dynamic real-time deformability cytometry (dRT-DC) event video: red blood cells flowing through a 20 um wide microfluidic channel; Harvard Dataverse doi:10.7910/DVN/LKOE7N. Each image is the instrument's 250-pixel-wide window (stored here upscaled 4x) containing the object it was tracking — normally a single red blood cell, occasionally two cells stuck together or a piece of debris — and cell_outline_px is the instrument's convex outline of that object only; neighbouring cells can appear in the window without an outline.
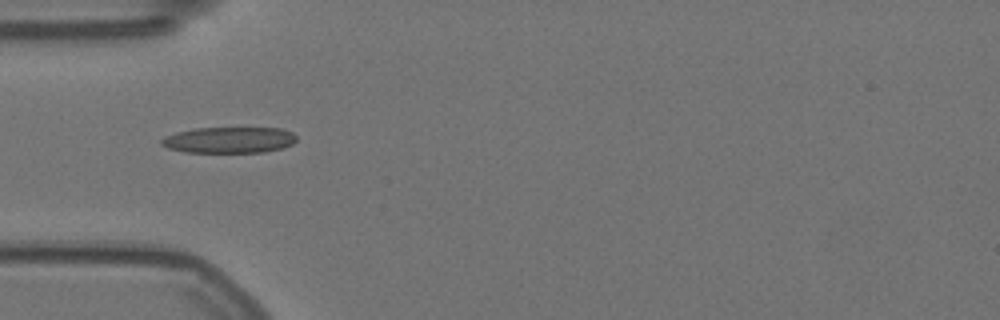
{"species": "Egyptian fruit bat (a non-hibernating species)", "species_latin": "Rousettus aegyptiacus", "temperature_condition": "warm", "stored_images_in_passage": 40, "camera_frame_rate_fps": 3000, "um_per_image_px": 0.085, "animal": {"sex": "female"}, "frame": {"image": 1, "passage_image": 1, "time_ms": 0.0, "image_size_px": [1000, 320], "cell_outline_px": [[296, 140], [292, 144], [280, 148], [264, 152], [184, 152], [168, 148], [160, 144], [160, 140], [164, 136], [176, 132], [196, 128], [280, 128], [292, 132], [296, 136]], "centroid_in_image_um": [19.44, 11.89], "position_along_channel_um": 65.6, "area_um2": 20.52}}
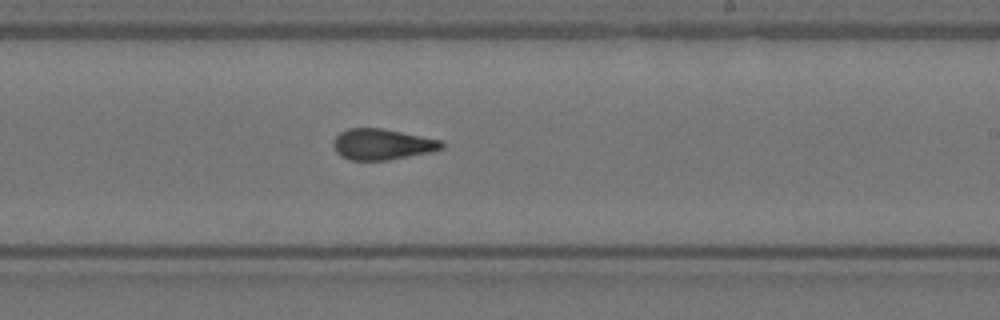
{"frame": {"image": 2, "passage_image": 17, "time_ms": 5.333, "image_size_px": [1000, 320], "cell_outline_px": [[444, 148], [428, 152], [388, 160], [352, 160], [340, 156], [336, 152], [332, 144], [332, 140], [340, 132], [348, 128], [380, 128], [440, 140], [444, 144]], "centroid_in_image_um": [32.42, 12.27], "position_along_channel_um": 256.6, "area_um2": 19.31}}
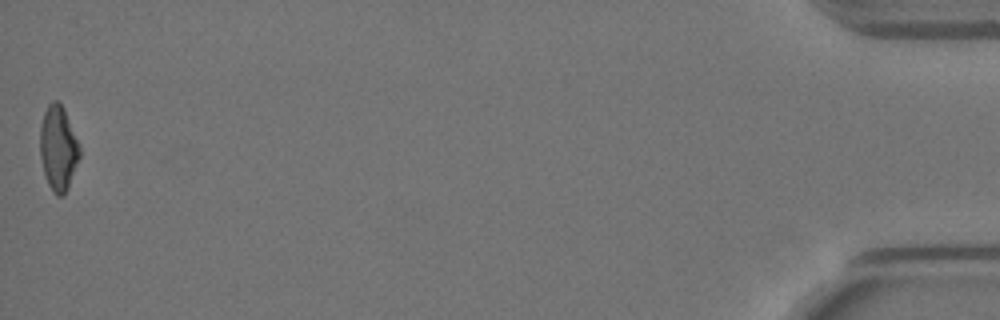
{"frame": {"image": 3, "passage_image": 40, "time_ms": 13.0, "image_size_px": [1000, 320], "cell_outline_px": [[80, 156], [68, 188], [64, 196], [56, 196], [52, 192], [48, 184], [44, 172], [40, 156], [40, 124], [44, 112], [48, 104], [52, 100], [56, 100], [64, 108], [80, 144]], "centroid_in_image_um": [4.95, 12.6], "position_along_channel_um": 430.2, "area_um2": 19.77}, "authors_computed_cell_mechanics": {"area_um2": 19.5942, "velocity_mm_per_s": 3.5752, "shape_relaxation_time_tau1_ms": 6.3842, "shape_relaxation_time_tau2_ms": 1.9146, "deformation_change_tau1": 0.1979, "deformation_change_tau2": 0.1063}}